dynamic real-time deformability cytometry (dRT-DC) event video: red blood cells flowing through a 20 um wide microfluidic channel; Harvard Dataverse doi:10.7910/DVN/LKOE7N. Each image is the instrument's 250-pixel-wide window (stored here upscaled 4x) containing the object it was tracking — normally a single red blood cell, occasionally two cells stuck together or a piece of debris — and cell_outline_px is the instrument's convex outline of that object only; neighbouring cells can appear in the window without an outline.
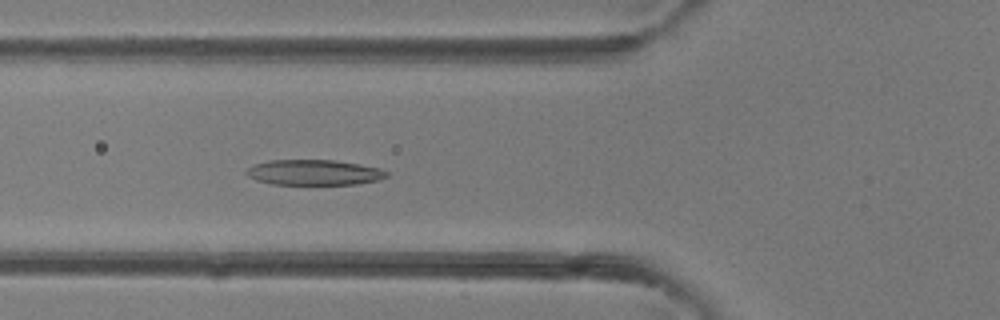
{"species": "common noctule bat (a hibernating species)", "species_latin": "Nyctalus noctula", "temperature_condition": "room temperature", "stored_images_in_passage": 41, "camera_frame_rate_fps": 3000, "um_per_image_px": 0.085, "animal": {"sex": "female"}, "frame": {"image": 1, "passage_image": 15, "time_ms": 4.667, "image_size_px": [1000, 320], "cell_outline_px": [[388, 176], [380, 180], [356, 184], [272, 184], [256, 180], [248, 176], [244, 172], [252, 164], [268, 160], [336, 160], [380, 168], [388, 172]], "centroid_in_image_um": [26.68, 14.65], "position_along_channel_um": 99.1, "area_um2": 20.87}}
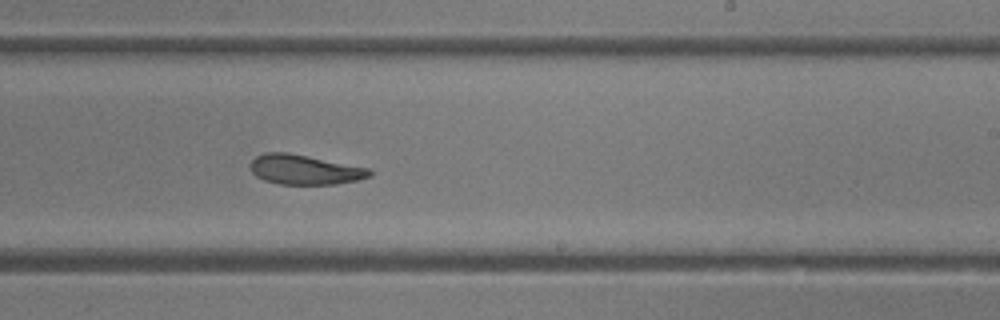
{"frame": {"image": 2, "passage_image": 25, "time_ms": 8.0, "image_size_px": [1000, 320], "cell_outline_px": [[372, 176], [356, 180], [336, 184], [280, 184], [264, 180], [256, 176], [252, 172], [252, 160], [256, 156], [264, 152], [288, 152], [372, 168]], "centroid_in_image_um": [25.94, 14.41], "position_along_channel_um": 263.1, "area_um2": 20.75}}
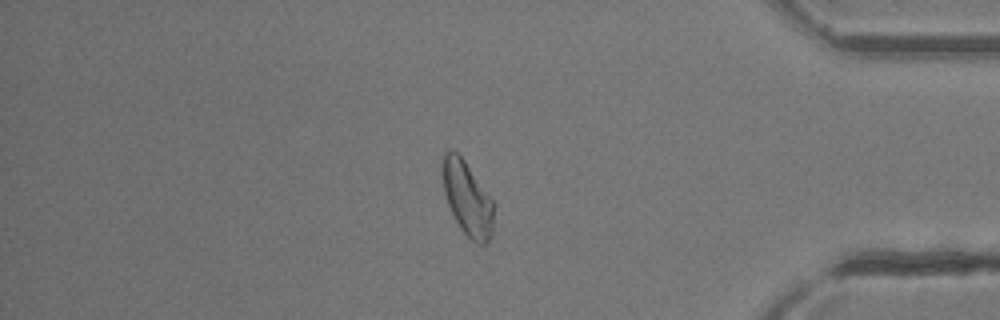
{"frame": {"image": 3, "passage_image": 35, "time_ms": 11.333, "image_size_px": [1000, 320], "cell_outline_px": [[492, 236], [488, 244], [476, 244], [460, 228], [448, 204], [444, 192], [440, 168], [440, 164], [444, 152], [448, 148], [452, 148], [464, 160], [492, 200]], "centroid_in_image_um": [39.67, 16.83], "position_along_channel_um": 395.5, "area_um2": 22.08}}